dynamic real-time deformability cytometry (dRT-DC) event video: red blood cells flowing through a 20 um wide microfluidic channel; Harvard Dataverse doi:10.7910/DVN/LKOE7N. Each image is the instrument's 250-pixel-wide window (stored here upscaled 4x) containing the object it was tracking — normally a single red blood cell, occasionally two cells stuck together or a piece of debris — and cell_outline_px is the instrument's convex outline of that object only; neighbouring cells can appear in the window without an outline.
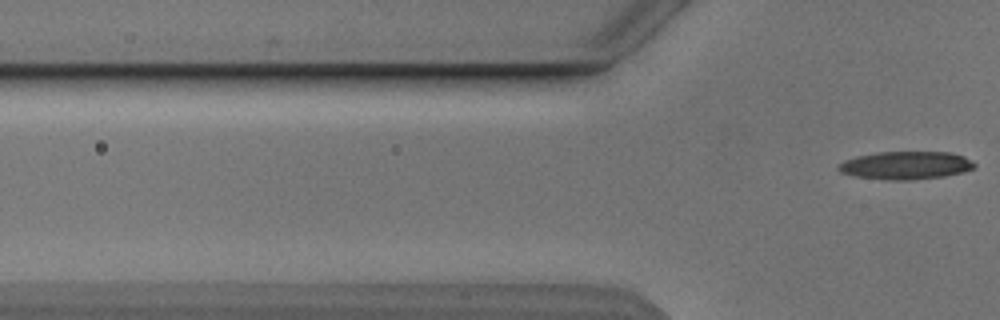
{"species": "Egyptian fruit bat (a non-hibernating species)", "species_latin": "Rousettus aegyptiacus", "temperature_condition": "cold", "stored_images_in_passage": 7, "camera_frame_rate_fps": 3000, "um_per_image_px": 0.085, "animal": {"sex": "male"}, "frame": {"image": 1, "passage_image": 7, "time_ms": 7.333, "image_size_px": [1000, 320], "cell_outline_px": [[976, 168], [964, 172], [944, 176], [912, 180], [888, 180], [856, 176], [840, 172], [836, 168], [844, 160], [860, 156], [880, 152], [952, 152], [964, 156], [972, 160], [976, 164]], "centroid_in_image_um": [77.06, 14.06], "position_along_channel_um": 48.7, "area_um2": 22.2}}